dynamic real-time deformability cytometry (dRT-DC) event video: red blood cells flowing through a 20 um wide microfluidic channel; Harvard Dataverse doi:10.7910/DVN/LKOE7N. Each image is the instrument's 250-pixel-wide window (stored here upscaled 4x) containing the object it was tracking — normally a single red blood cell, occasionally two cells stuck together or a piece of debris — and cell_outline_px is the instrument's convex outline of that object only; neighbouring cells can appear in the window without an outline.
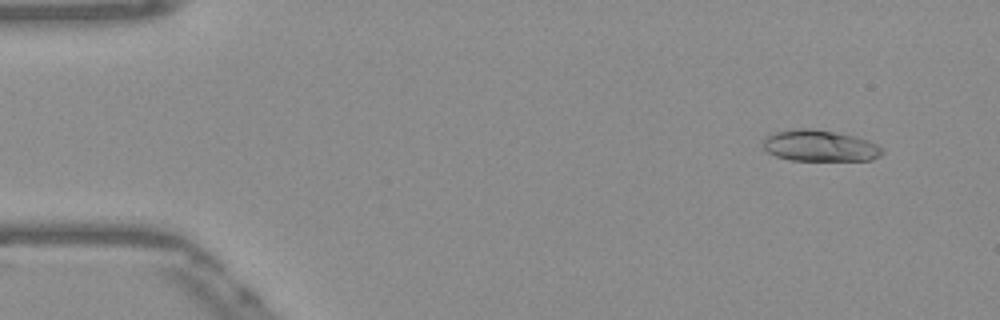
{"species": "Egyptian fruit bat (a non-hibernating species)", "species_latin": "Rousettus aegyptiacus", "temperature_condition": "warm", "stored_images_in_passage": 52, "camera_frame_rate_fps": 3000, "um_per_image_px": 0.085, "frame": {"image": 1, "passage_image": 4, "time_ms": 1.0, "image_size_px": [1000, 320], "cell_outline_px": [[884, 152], [880, 156], [872, 160], [788, 160], [776, 156], [768, 152], [764, 148], [764, 136], [776, 132], [796, 128], [812, 128], [852, 136], [868, 140], [884, 148]], "centroid_in_image_um": [69.69, 12.39], "position_along_channel_um": 15.3, "area_um2": 21.68}}
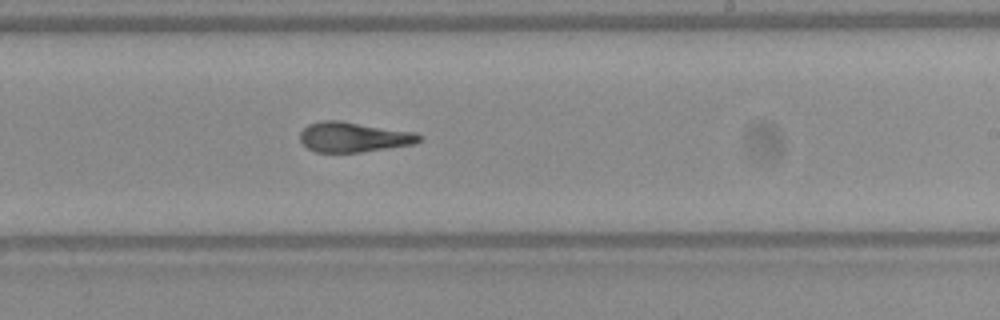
{"frame": {"image": 2, "passage_image": 31, "time_ms": 10.0, "image_size_px": [1000, 320], "cell_outline_px": [[420, 140], [416, 144], [360, 152], [316, 152], [308, 148], [300, 140], [300, 132], [308, 124], [320, 120], [340, 120], [416, 132], [420, 136]], "centroid_in_image_um": [30.05, 11.64], "position_along_channel_um": 258.9, "area_um2": 20.92}}
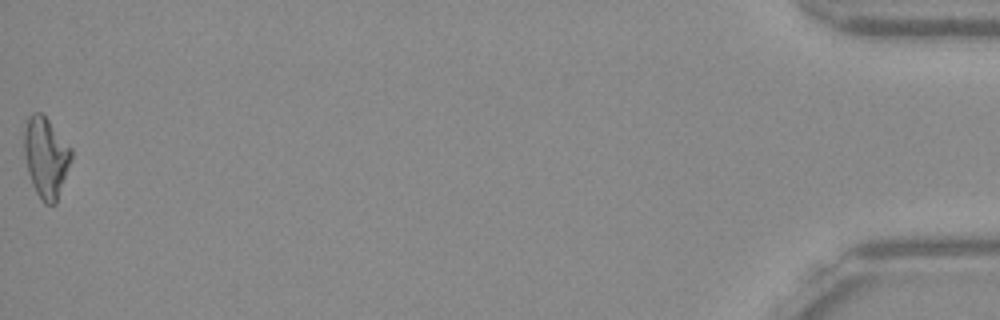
{"frame": {"image": 3, "passage_image": 52, "time_ms": 17.0, "image_size_px": [1000, 320], "cell_outline_px": [[72, 160], [56, 204], [44, 204], [36, 192], [32, 184], [28, 172], [24, 152], [24, 132], [28, 116], [32, 112], [40, 112], [48, 120], [72, 148]], "centroid_in_image_um": [3.91, 13.38], "position_along_channel_um": 431.3, "area_um2": 22.14}, "authors_computed_cell_mechanics": {"area_um2": 21.2993, "velocity_mm_per_s": 3.8808, "shape_relaxation_time_tau1_ms": 11.0169, "shape_relaxation_time_tau2_ms": 2.6451, "deformation_change_tau1": 0.3086, "deformation_change_tau2": 0.1079}}